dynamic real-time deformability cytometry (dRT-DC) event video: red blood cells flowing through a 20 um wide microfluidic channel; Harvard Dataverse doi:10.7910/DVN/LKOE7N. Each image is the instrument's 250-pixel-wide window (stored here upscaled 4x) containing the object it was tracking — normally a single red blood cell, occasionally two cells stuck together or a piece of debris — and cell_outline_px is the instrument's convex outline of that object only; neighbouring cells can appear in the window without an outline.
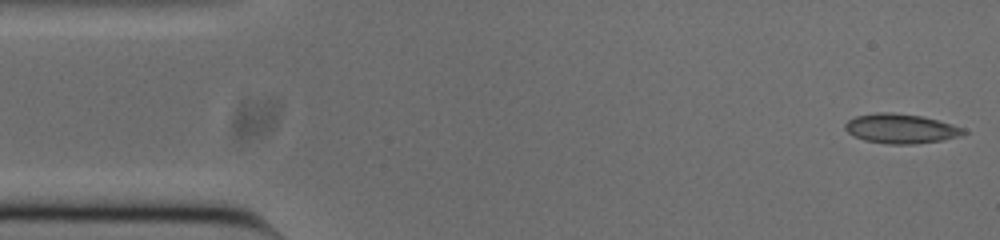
{"species": "common noctule bat (a hibernating species)", "species_latin": "Nyctalus noctula", "temperature_condition": "cold", "stored_images_in_passage": 52, "camera_frame_rate_fps": 3000, "um_per_image_px": 0.085, "animal": {"sex": "male", "body_mass_g": 20.0, "forearm_length_mm": 53.3}, "frame": {"image": 1, "passage_image": 1, "time_ms": 0.0, "image_size_px": [1000, 240], "cell_outline_px": [[968, 132], [960, 136], [944, 140], [912, 144], [888, 144], [864, 140], [848, 132], [844, 128], [844, 124], [848, 120], [856, 116], [876, 112], [892, 112], [920, 116], [952, 124], [964, 128]], "centroid_in_image_um": [76.58, 10.93], "position_along_channel_um": 8.4, "area_um2": 20.35}}
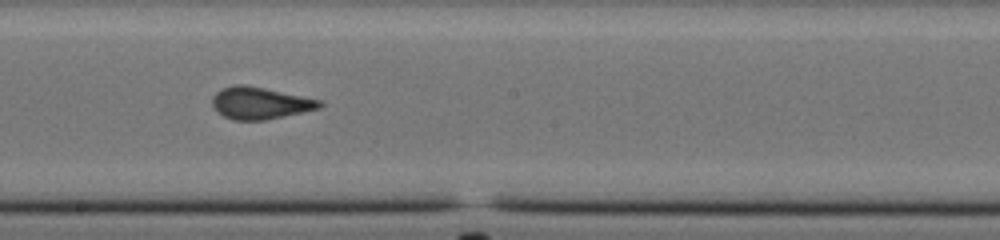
{"frame": {"image": 2, "passage_image": 27, "time_ms": 8.667, "image_size_px": [1000, 240], "cell_outline_px": [[324, 104], [320, 108], [264, 120], [232, 120], [216, 112], [212, 108], [212, 96], [220, 88], [236, 84], [244, 84], [264, 88], [320, 100]], "centroid_in_image_um": [22.03, 8.76], "position_along_channel_um": 226.2, "area_um2": 20.0}}
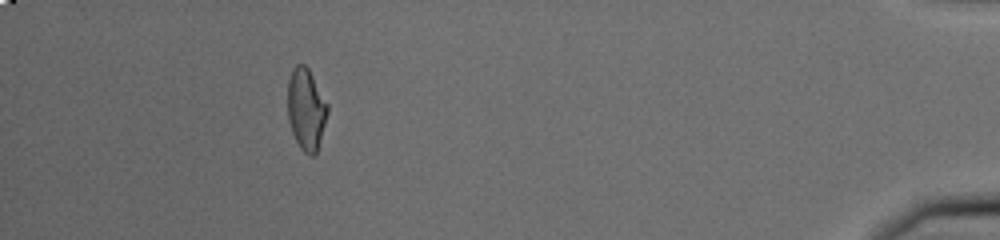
{"frame": {"image": 3, "passage_image": 47, "time_ms": 15.333, "image_size_px": [1000, 240], "cell_outline_px": [[328, 112], [316, 156], [308, 156], [300, 148], [292, 132], [288, 120], [288, 80], [296, 64], [304, 64], [308, 68], [328, 104]], "centroid_in_image_um": [26.03, 9.32], "position_along_channel_um": 409.2, "area_um2": 18.96}, "authors_computed_cell_mechanics": {"area_um2": 19.6809, "velocity_mm_per_s": 3.7845, "shape_relaxation_time_tau1_ms": null, "shape_relaxation_time_tau2_ms": 0.8634, "deformation_change_tau1": null, "deformation_change_tau2": 0.0543}}